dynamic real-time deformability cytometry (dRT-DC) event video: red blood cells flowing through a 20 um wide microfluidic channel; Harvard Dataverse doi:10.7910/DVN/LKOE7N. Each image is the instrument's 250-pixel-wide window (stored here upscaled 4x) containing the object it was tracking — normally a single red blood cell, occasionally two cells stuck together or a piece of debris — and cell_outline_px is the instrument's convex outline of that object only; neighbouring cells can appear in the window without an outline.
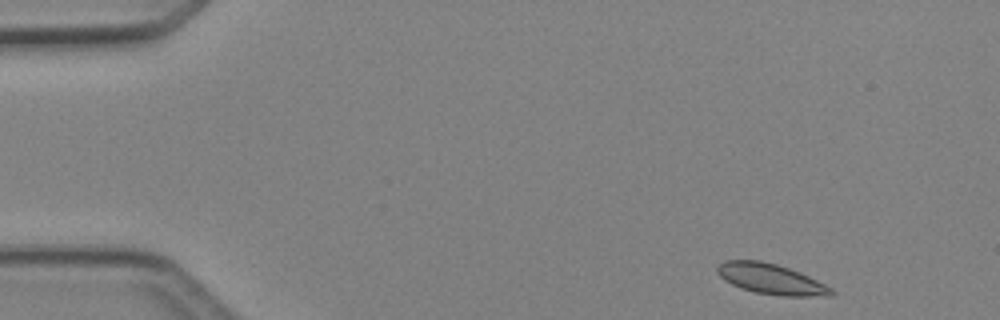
{"species": "Egyptian fruit bat (a non-hibernating species)", "species_latin": "Rousettus aegyptiacus", "temperature_condition": "cold", "stored_images_in_passage": 44, "camera_frame_rate_fps": 3000, "um_per_image_px": 0.085, "animal": {"sex": "female"}, "frame": {"image": 1, "passage_image": 1, "time_ms": 0.0, "image_size_px": [1000, 320], "cell_outline_px": [[836, 296], [780, 296], [756, 292], [740, 288], [724, 280], [716, 272], [716, 268], [724, 260], [760, 260], [776, 264], [800, 272], [832, 288], [836, 292]], "centroid_in_image_um": [65.55, 23.72], "position_along_channel_um": 19.5, "area_um2": 20.29}}
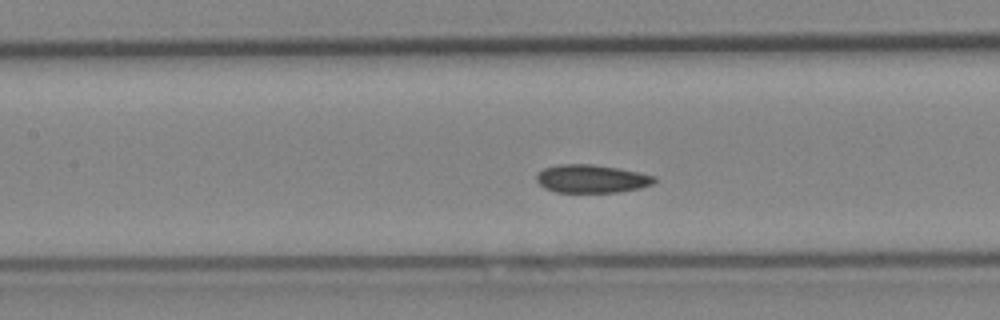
{"frame": {"image": 2, "passage_image": 18, "time_ms": 5.667, "image_size_px": [1000, 320], "cell_outline_px": [[656, 180], [652, 184], [640, 188], [616, 192], [556, 192], [544, 188], [536, 180], [536, 176], [544, 168], [560, 164], [592, 164], [616, 168], [656, 176]], "centroid_in_image_um": [50.27, 15.2], "position_along_channel_um": 157.1, "area_um2": 19.13}}
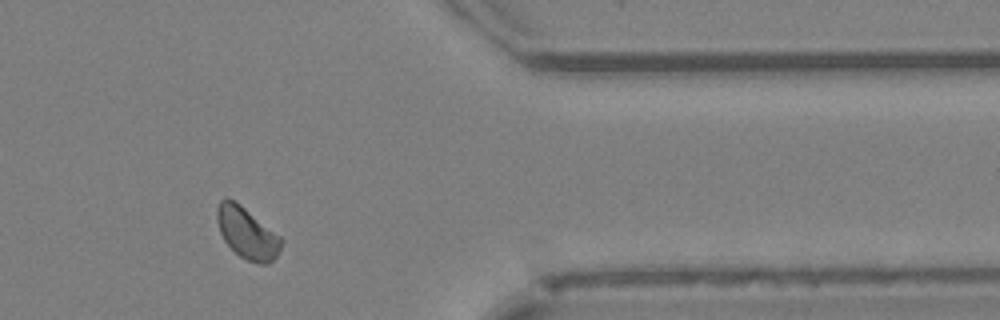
{"frame": {"image": 3, "passage_image": 36, "time_ms": 11.667, "image_size_px": [1000, 320], "cell_outline_px": [[284, 240], [276, 256], [268, 264], [260, 264], [248, 260], [240, 256], [224, 240], [220, 232], [216, 220], [216, 208], [220, 200], [228, 196], [240, 204], [280, 236]], "centroid_in_image_um": [20.98, 19.78], "position_along_channel_um": 390.4, "area_um2": 19.13}}